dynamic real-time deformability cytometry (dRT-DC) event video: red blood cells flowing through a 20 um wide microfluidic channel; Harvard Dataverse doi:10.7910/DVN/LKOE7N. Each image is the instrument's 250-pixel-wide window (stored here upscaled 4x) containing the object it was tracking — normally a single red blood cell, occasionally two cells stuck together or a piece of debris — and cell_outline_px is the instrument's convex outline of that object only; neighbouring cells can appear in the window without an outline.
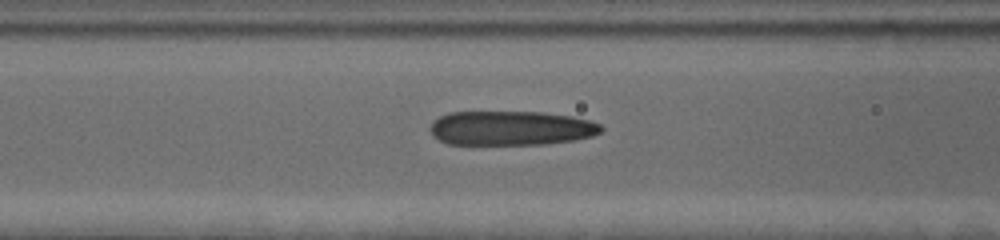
{"species": "human", "species_latin": "Homo sapiens", "temperature_condition": "cold", "stored_images_in_passage": 29, "camera_frame_rate_fps": 3000, "um_per_image_px": 0.085, "donor": {"sex": "female"}, "frame": {"image": 1, "passage_image": 20, "time_ms": 6.333, "image_size_px": [1000, 240], "cell_outline_px": [[604, 128], [600, 132], [592, 136], [572, 140], [544, 144], [448, 144], [432, 136], [428, 128], [432, 120], [448, 112], [540, 112], [572, 116], [588, 120], [600, 124]], "centroid_in_image_um": [43.38, 10.88], "position_along_channel_um": 123.2, "area_um2": 34.39}}
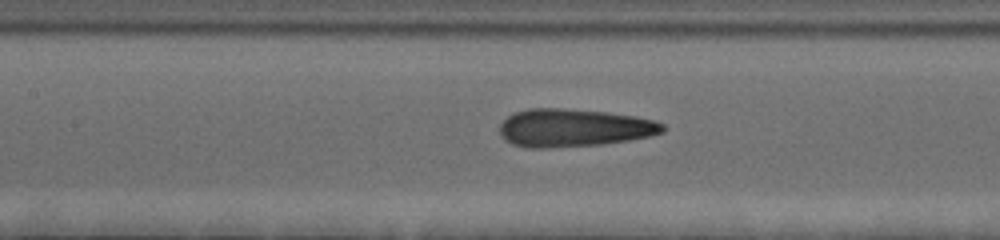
{"frame": {"image": 2, "passage_image": 23, "time_ms": 7.333, "image_size_px": [1000, 240], "cell_outline_px": [[664, 132], [648, 136], [628, 140], [600, 144], [548, 148], [528, 148], [512, 144], [504, 140], [500, 136], [500, 124], [508, 116], [516, 112], [528, 108], [564, 108], [608, 112], [636, 116], [652, 120], [664, 124]], "centroid_in_image_um": [48.73, 10.86], "position_along_channel_um": 158.7, "area_um2": 36.07}}
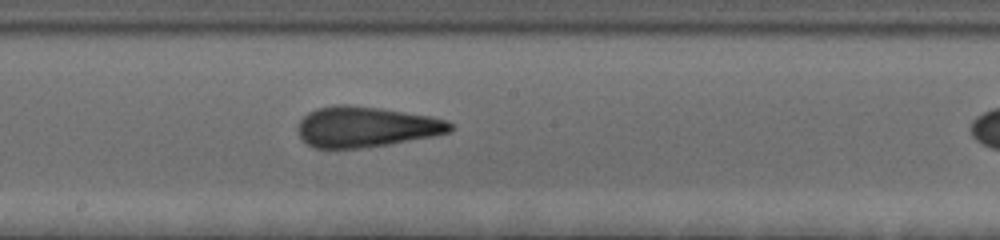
{"frame": {"image": 3, "passage_image": 28, "time_ms": 9.0, "image_size_px": [1000, 240], "cell_outline_px": [[452, 128], [448, 132], [432, 136], [388, 144], [360, 148], [316, 148], [308, 144], [300, 136], [296, 128], [300, 120], [308, 112], [316, 108], [336, 104], [348, 104], [380, 108], [432, 116], [448, 120], [452, 124]], "centroid_in_image_um": [31.08, 10.76], "position_along_channel_um": 217.1, "area_um2": 35.95}}